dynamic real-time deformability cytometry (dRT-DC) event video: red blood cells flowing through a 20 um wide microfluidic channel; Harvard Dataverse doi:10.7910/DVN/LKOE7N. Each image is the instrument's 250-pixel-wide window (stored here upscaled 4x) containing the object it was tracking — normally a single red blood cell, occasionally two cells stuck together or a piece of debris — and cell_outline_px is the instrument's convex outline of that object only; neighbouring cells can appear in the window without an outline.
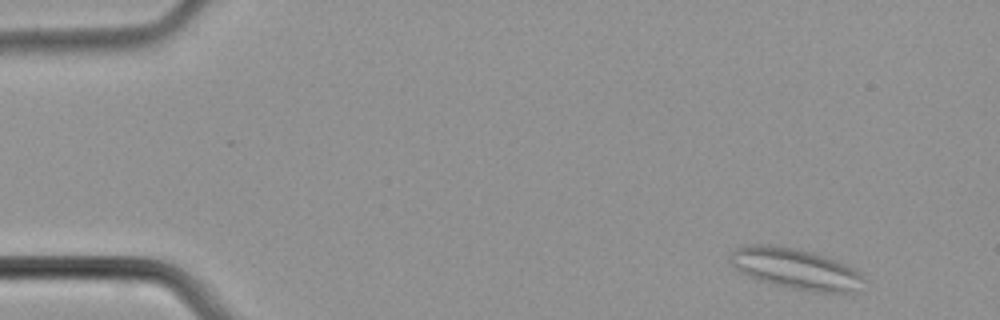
{"species": "common noctule bat (a hibernating species)", "species_latin": "Nyctalus noctula", "temperature_condition": "cold", "stored_images_in_passage": 49, "segment_of_instrument_passage": [1, 2], "camera_frame_rate_fps": 3000, "um_per_image_px": 0.085, "animal": {"sex": "male", "body_mass_g": 21.5, "forearm_length_mm": 52.0}, "frame": {"image": 1, "passage_image": 3, "time_ms": 0.667, "image_size_px": [1000, 320], "cell_outline_px": [[868, 280], [860, 292], [816, 292], [792, 288], [772, 284], [748, 276], [740, 272], [728, 260], [728, 256], [736, 248], [744, 244], [772, 244], [796, 248], [812, 252], [848, 264], [856, 268]], "centroid_in_image_um": [67.7, 22.84], "position_along_channel_um": 17.3, "area_um2": 32.48}}